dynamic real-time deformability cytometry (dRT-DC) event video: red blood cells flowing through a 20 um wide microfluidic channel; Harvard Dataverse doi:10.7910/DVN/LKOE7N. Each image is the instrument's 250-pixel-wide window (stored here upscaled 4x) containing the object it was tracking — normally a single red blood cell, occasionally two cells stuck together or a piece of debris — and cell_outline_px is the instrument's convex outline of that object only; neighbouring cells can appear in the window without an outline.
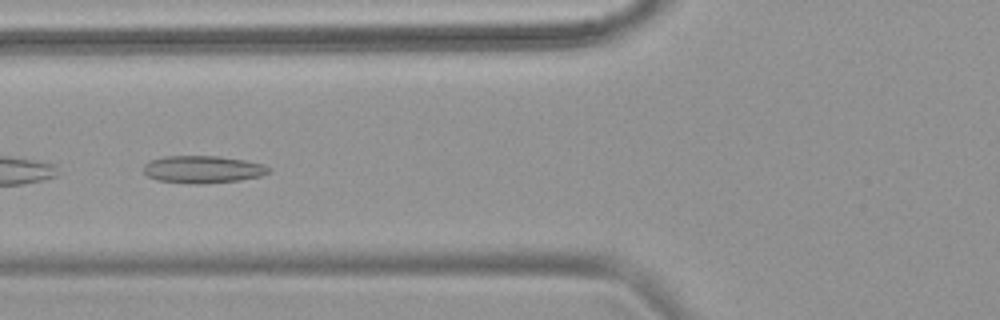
{"species": "common noctule bat (a hibernating species)", "species_latin": "Nyctalus noctula", "temperature_condition": "warm", "stored_images_in_passage": 7, "camera_frame_rate_fps": 3000, "um_per_image_px": 0.085, "animal": {"sex": "female", "body_mass_g": 18.4}, "frame": {"image": 1, "passage_image": 4, "time_ms": 1.0, "image_size_px": [1000, 320], "cell_outline_px": [[272, 168], [268, 172], [260, 176], [240, 180], [204, 184], [196, 184], [156, 180], [148, 176], [144, 172], [144, 164], [152, 160], [164, 156], [216, 156], [244, 160], [260, 164]], "centroid_in_image_um": [17.22, 14.4], "position_along_channel_um": 108.6, "area_um2": 19.83}}